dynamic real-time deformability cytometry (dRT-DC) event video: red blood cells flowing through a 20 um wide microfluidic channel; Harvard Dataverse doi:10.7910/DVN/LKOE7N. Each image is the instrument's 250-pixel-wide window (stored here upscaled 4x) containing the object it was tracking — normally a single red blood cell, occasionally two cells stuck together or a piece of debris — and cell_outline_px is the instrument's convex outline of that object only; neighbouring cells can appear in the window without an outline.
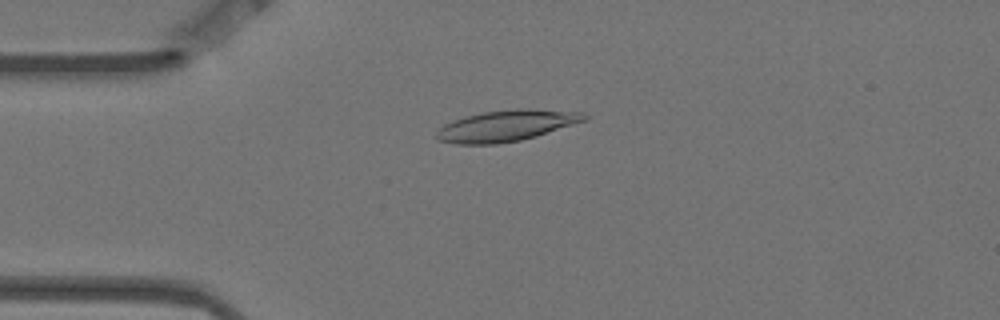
{"species": "Egyptian fruit bat (a non-hibernating species)", "species_latin": "Rousettus aegyptiacus", "temperature_condition": "warm", "stored_images_in_passage": 7, "camera_frame_rate_fps": 3000, "um_per_image_px": 0.085, "animal": {"sex": "female"}, "frame": {"image": 1, "passage_image": 4, "time_ms": 1.0, "image_size_px": [1000, 320], "cell_outline_px": [[588, 120], [536, 136], [520, 140], [496, 144], [456, 144], [440, 140], [436, 136], [436, 132], [444, 124], [452, 120], [484, 112], [516, 108], [528, 108], [580, 112], [588, 116]], "centroid_in_image_um": [43.06, 10.68], "position_along_channel_um": 41.9, "area_um2": 26.7}}
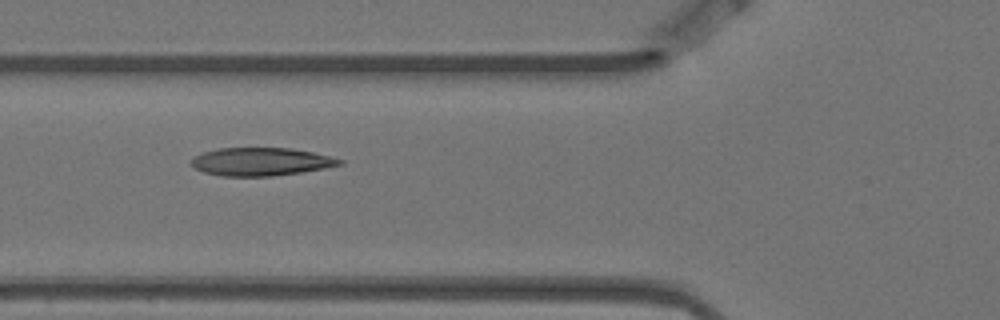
{"frame": {"image": 2, "passage_image": 6, "time_ms": 1.667, "image_size_px": [1000, 320], "cell_outline_px": [[344, 164], [324, 168], [300, 172], [272, 176], [220, 176], [204, 172], [196, 168], [192, 164], [192, 156], [204, 152], [220, 148], [292, 148], [312, 152], [344, 160]], "centroid_in_image_um": [22.18, 13.74], "position_along_channel_um": 103.6, "area_um2": 24.1}}
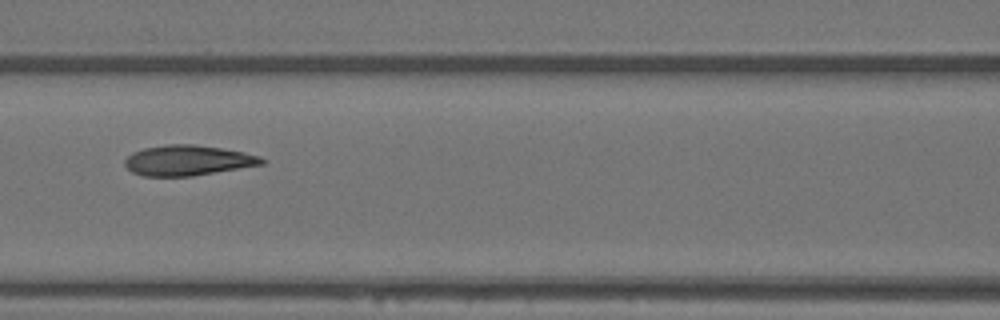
{"frame": {"image": 3, "passage_image": 7, "time_ms": 2.0, "image_size_px": [1000, 320], "cell_outline_px": [[268, 160], [264, 164], [192, 176], [144, 176], [132, 172], [124, 164], [124, 160], [132, 152], [144, 148], [168, 144], [192, 144], [220, 148], [244, 152], [260, 156]], "centroid_in_image_um": [15.97, 13.63], "position_along_channel_um": 150.6, "area_um2": 24.16}}